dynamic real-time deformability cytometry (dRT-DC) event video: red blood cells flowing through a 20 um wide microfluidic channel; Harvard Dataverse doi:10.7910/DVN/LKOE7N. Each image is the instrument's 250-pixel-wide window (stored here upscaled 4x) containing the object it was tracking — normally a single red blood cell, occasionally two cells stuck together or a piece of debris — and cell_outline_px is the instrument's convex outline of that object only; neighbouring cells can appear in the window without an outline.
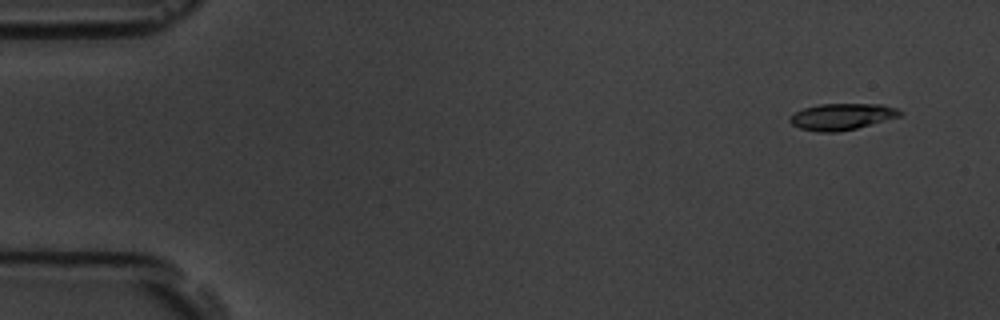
{"species": "common noctule bat (a hibernating species)", "species_latin": "Nyctalus noctula", "temperature_condition": "room temperature", "stored_images_in_passage": 4, "camera_frame_rate_fps": 3000, "um_per_image_px": 0.085, "animal": {"sex": "male", "body_mass_g": 19.5, "forearm_length_mm": 54.6}, "frame": {"image": 1, "passage_image": 1, "time_ms": 0.0, "image_size_px": [1000, 320], "cell_outline_px": [[904, 112], [900, 116], [856, 128], [836, 132], [820, 132], [800, 128], [792, 124], [788, 120], [796, 112], [804, 108], [820, 104], [880, 104], [896, 108]], "centroid_in_image_um": [71.57, 9.91], "position_along_channel_um": 13.4, "area_um2": 16.7}}